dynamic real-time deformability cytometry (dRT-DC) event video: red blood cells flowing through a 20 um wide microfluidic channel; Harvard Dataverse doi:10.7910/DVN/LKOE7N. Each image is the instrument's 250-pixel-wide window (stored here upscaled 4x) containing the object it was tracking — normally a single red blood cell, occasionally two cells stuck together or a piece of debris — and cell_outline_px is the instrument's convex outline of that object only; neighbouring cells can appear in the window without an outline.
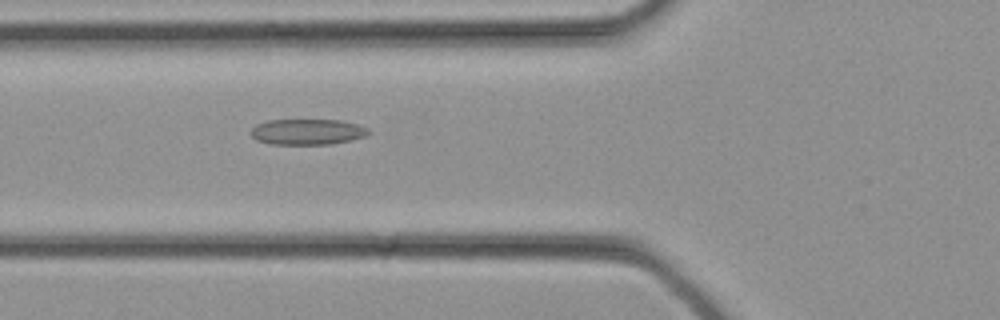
{"species": "common noctule bat (a hibernating species)", "species_latin": "Nyctalus noctula", "temperature_condition": "cold", "stored_images_in_passage": 12, "camera_frame_rate_fps": 3000, "um_per_image_px": 0.085, "animal": {"sex": "female", "body_mass_g": 21.9}, "frame": {"image": 1, "passage_image": 12, "time_ms": 3.667, "image_size_px": [1000, 320], "cell_outline_px": [[372, 132], [364, 136], [332, 144], [268, 144], [256, 140], [248, 132], [256, 124], [268, 120], [340, 120], [356, 124], [368, 128]], "centroid_in_image_um": [26.08, 11.2], "position_along_channel_um": 99.7, "area_um2": 17.69}}